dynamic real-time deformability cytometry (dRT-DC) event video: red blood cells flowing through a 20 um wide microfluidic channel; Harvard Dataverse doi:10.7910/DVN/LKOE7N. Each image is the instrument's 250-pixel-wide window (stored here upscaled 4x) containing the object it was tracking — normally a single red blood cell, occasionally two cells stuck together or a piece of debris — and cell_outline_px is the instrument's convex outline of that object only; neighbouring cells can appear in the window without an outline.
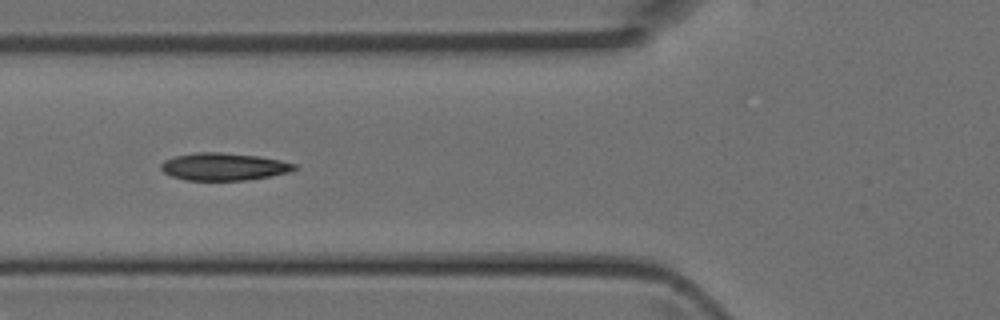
{"species": "Egyptian fruit bat (a non-hibernating species)", "species_latin": "Rousettus aegyptiacus", "temperature_condition": "room temperature", "stored_images_in_passage": 5, "camera_frame_rate_fps": 3000, "um_per_image_px": 0.085, "animal": {"sex": "female"}, "frame": {"image": 1, "passage_image": 5, "time_ms": 1.333, "image_size_px": [1000, 320], "cell_outline_px": [[296, 168], [288, 172], [268, 176], [244, 180], [184, 180], [172, 176], [164, 172], [160, 168], [160, 164], [164, 160], [172, 156], [196, 152], [220, 152], [260, 156], [280, 160], [296, 164]], "centroid_in_image_um": [18.96, 14.15], "position_along_channel_um": 106.8, "area_um2": 21.33}}